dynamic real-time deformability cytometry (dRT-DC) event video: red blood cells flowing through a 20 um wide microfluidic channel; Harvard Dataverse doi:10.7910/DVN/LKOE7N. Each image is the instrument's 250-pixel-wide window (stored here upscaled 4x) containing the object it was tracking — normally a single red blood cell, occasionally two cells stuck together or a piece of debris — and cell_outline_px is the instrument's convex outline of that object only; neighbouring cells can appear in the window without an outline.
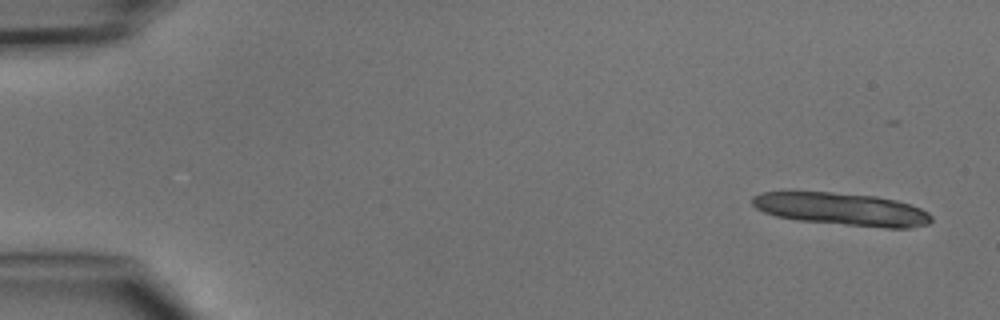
{"species": "common noctule bat (a hibernating species)", "species_latin": "Nyctalus noctula", "temperature_condition": "cold", "stored_images_in_passage": 6, "segment_of_instrument_passage": [1, 2], "camera_frame_rate_fps": 3000, "um_per_image_px": 0.085, "animal": {"sex": "male", "body_mass_g": 15.6}, "frame": {"image": 1, "passage_image": 1, "time_ms": 0.0, "image_size_px": [1000, 320], "cell_outline_px": [[932, 220], [928, 224], [908, 228], [888, 228], [796, 220], [776, 216], [764, 212], [756, 208], [752, 204], [752, 196], [760, 192], [832, 192], [876, 196], [896, 200], [920, 208], [928, 212], [932, 216]], "centroid_in_image_um": [71.55, 17.77], "position_along_channel_um": 13.5, "area_um2": 33.99}}